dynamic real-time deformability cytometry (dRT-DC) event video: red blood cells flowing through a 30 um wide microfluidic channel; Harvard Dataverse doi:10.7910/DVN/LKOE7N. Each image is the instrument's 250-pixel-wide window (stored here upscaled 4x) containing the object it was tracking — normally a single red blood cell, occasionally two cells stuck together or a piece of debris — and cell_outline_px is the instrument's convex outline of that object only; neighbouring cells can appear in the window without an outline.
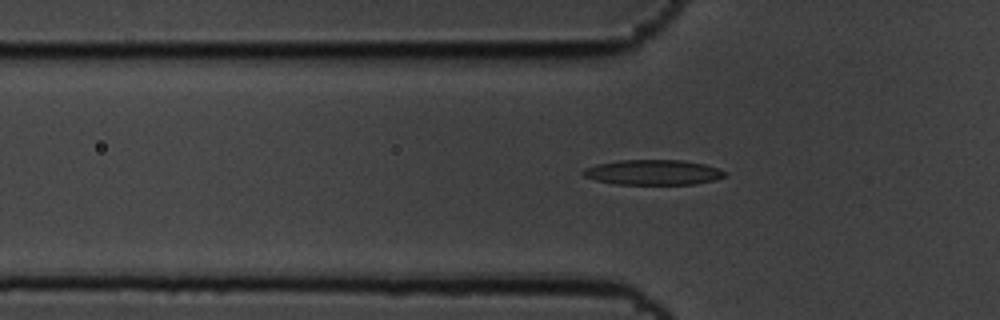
{"species": "common noctule bat (a hibernating species)", "species_latin": "Nyctalus noctula", "temperature_condition": "cold", "stored_images_in_passage": 52, "camera_frame_rate_fps": 3000, "um_per_image_px": 0.085, "animal": {"sex": "male", "body_mass_g": 19.5, "forearm_length_mm": 54.6}, "frame": {"image": 1, "passage_image": 19, "time_ms": 6.0, "image_size_px": [1000, 320], "cell_outline_px": [[728, 176], [716, 180], [696, 184], [616, 184], [596, 180], [584, 176], [580, 172], [584, 168], [596, 164], [620, 160], [684, 160], [704, 164], [728, 172]], "centroid_in_image_um": [55.54, 14.65], "position_along_channel_um": 70.3, "area_um2": 20.92}}
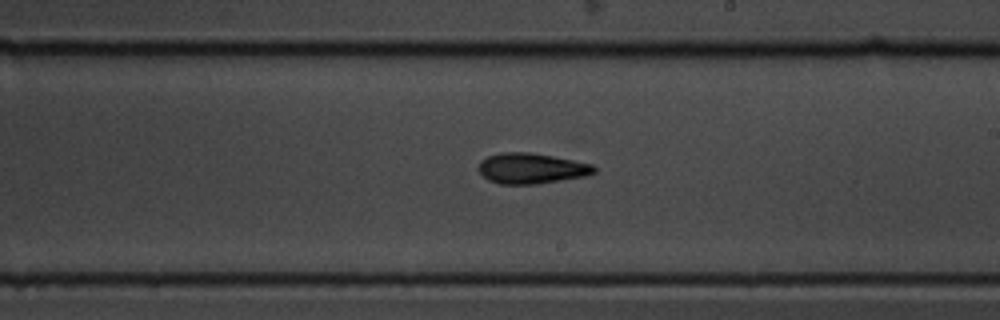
{"frame": {"image": 2, "passage_image": 34, "time_ms": 11.0, "image_size_px": [1000, 320], "cell_outline_px": [[596, 172], [588, 176], [536, 184], [500, 184], [488, 180], [476, 168], [480, 160], [488, 156], [500, 152], [528, 152], [552, 156], [592, 164], [596, 168]], "centroid_in_image_um": [45.15, 14.31], "position_along_channel_um": 243.9, "area_um2": 20.69}}
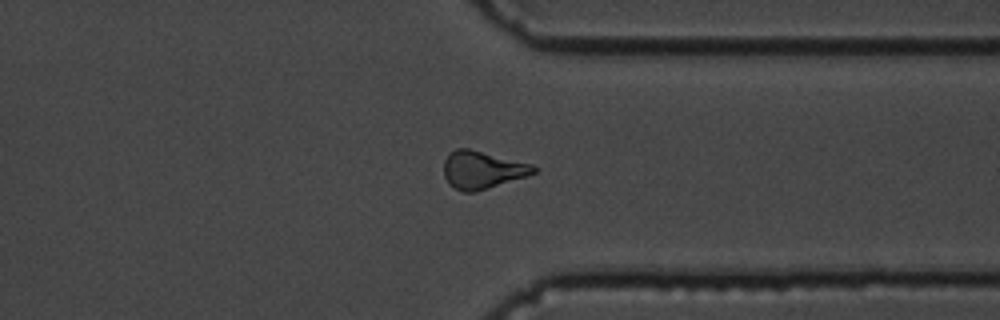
{"frame": {"image": 3, "passage_image": 45, "time_ms": 14.667, "image_size_px": [1000, 320], "cell_outline_px": [[540, 168], [536, 172], [528, 176], [476, 192], [464, 192], [448, 184], [444, 176], [444, 160], [448, 152], [456, 148], [468, 148], [532, 164]], "centroid_in_image_um": [41.0, 14.44], "position_along_channel_um": 370.4, "area_um2": 19.94}}